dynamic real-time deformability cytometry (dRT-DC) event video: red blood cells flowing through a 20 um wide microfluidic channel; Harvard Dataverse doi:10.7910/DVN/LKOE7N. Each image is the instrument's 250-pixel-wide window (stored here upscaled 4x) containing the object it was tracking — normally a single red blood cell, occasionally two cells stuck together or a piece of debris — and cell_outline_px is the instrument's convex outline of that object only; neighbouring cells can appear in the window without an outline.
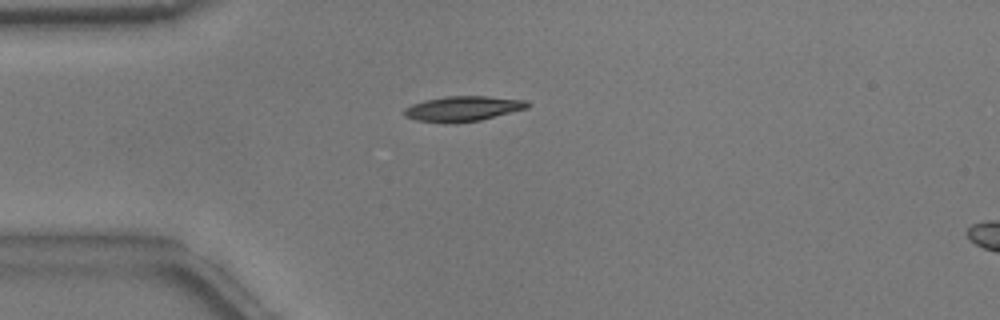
{"species": "common noctule bat (a hibernating species)", "species_latin": "Nyctalus noctula", "temperature_condition": "warm", "stored_images_in_passage": 36, "camera_frame_rate_fps": 3000, "um_per_image_px": 0.085, "animal": {"sex": "male", "body_mass_g": 17.9}, "frame": {"image": 1, "passage_image": 4, "time_ms": 1.0, "image_size_px": [1000, 320], "cell_outline_px": [[528, 108], [480, 120], [416, 120], [404, 116], [404, 108], [412, 104], [424, 100], [448, 96], [488, 96], [528, 100]], "centroid_in_image_um": [39.4, 9.18], "position_along_channel_um": 45.6, "area_um2": 17.22}}
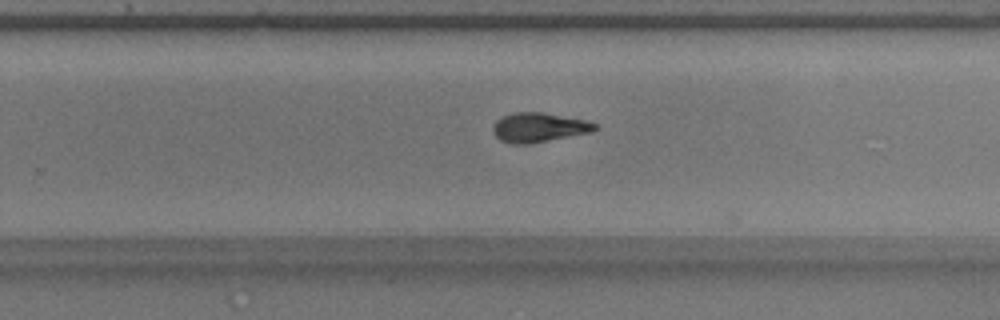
{"frame": {"image": 2, "passage_image": 24, "time_ms": 7.667, "image_size_px": [1000, 320], "cell_outline_px": [[600, 128], [592, 132], [532, 144], [512, 144], [500, 140], [492, 132], [492, 124], [496, 120], [512, 112], [544, 112], [584, 120], [600, 124]], "centroid_in_image_um": [45.82, 10.84], "position_along_channel_um": 284.0, "area_um2": 17.86}}
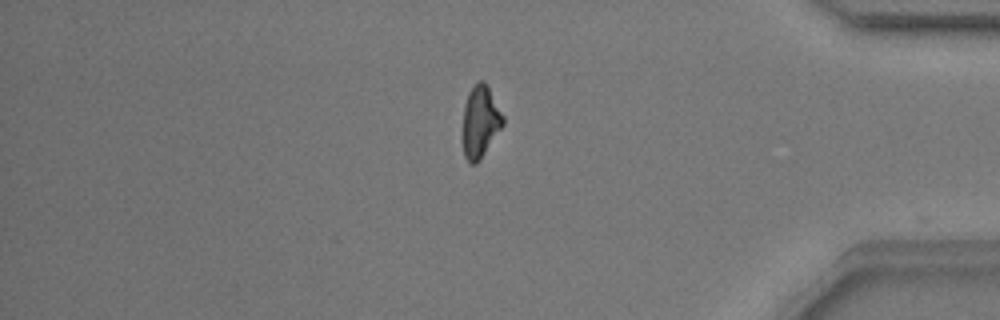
{"frame": {"image": 3, "passage_image": 35, "time_ms": 11.333, "image_size_px": [1000, 320], "cell_outline_px": [[504, 124], [480, 160], [476, 164], [472, 164], [464, 156], [460, 140], [460, 136], [464, 104], [468, 92], [480, 80], [484, 80], [504, 116]], "centroid_in_image_um": [40.77, 10.39], "position_along_channel_um": 394.4, "area_um2": 17.34}, "authors_computed_cell_mechanics": {"area_um2": 17.6868, "velocity_mm_per_s": 3.7979, "shape_relaxation_time_tau1_ms": 7.9946, "shape_relaxation_time_tau2_ms": 2.1538, "deformation_change_tau1": 0.2385, "deformation_change_tau2": 0.0805}}